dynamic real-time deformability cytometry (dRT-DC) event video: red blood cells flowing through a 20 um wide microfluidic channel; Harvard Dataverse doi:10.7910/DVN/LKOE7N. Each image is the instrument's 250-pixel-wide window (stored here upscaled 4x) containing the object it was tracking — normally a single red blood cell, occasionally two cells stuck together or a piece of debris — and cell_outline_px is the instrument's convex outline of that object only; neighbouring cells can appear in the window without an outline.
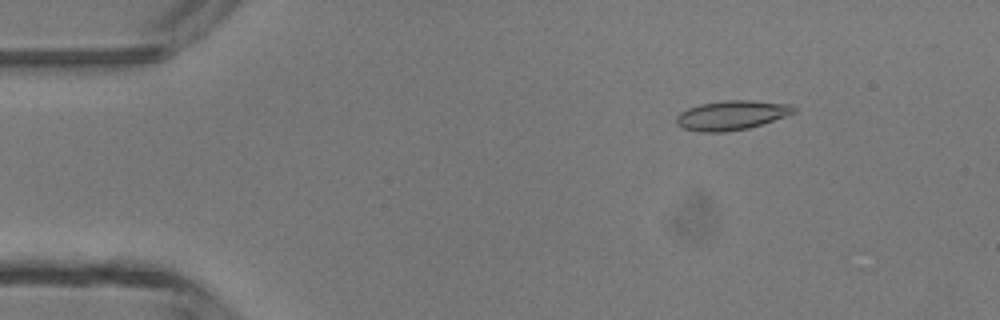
{"species": "common noctule bat (a hibernating species)", "species_latin": "Nyctalus noctula", "temperature_condition": "room temperature", "stored_images_in_passage": 4, "camera_frame_rate_fps": 3000, "um_per_image_px": 0.085, "animal": {"sex": "male", "body_mass_g": 13.3}, "frame": {"image": 1, "passage_image": 2, "time_ms": 1.0, "image_size_px": [1000, 320], "cell_outline_px": [[796, 112], [748, 128], [724, 132], [700, 132], [684, 128], [676, 124], [676, 116], [680, 112], [688, 108], [700, 104], [724, 100], [752, 100], [792, 104], [796, 108]], "centroid_in_image_um": [62.17, 9.78], "position_along_channel_um": 22.8, "area_um2": 20.06}}
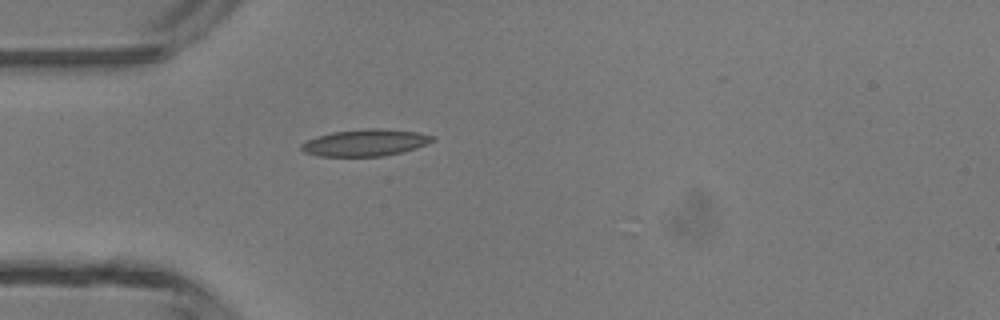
{"frame": {"image": 2, "passage_image": 4, "time_ms": 3.333, "image_size_px": [1000, 320], "cell_outline_px": [[436, 140], [416, 148], [404, 152], [384, 156], [320, 156], [304, 152], [300, 148], [300, 144], [316, 136], [332, 132], [372, 128], [380, 128], [416, 132], [436, 136]], "centroid_in_image_um": [31.08, 12.13], "position_along_channel_um": 53.9, "area_um2": 20.52}}